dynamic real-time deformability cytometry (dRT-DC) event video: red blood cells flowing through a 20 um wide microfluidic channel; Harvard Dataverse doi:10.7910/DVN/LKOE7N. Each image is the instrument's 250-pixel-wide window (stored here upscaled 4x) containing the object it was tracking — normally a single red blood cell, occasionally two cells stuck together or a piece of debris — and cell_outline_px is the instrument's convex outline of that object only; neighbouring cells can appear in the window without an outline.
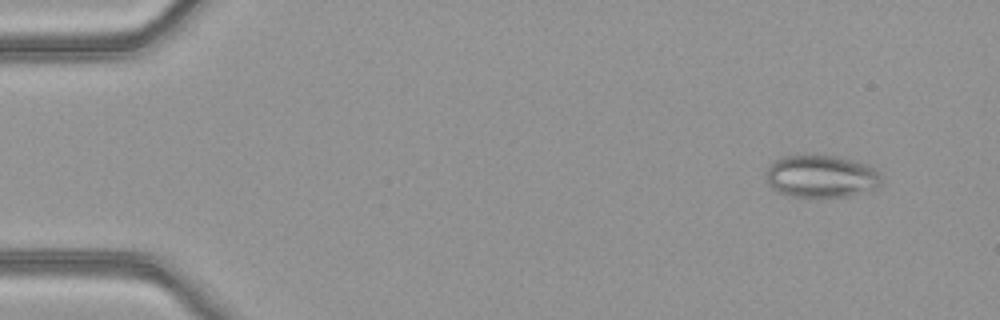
{"species": "common noctule bat (a hibernating species)", "species_latin": "Nyctalus noctula", "temperature_condition": "warm", "stored_images_in_passage": 52, "camera_frame_rate_fps": 3000, "um_per_image_px": 0.085, "animal": {"sex": "female", "body_mass_g": 21.9}, "frame": {"image": 1, "passage_image": 5, "time_ms": 1.333, "image_size_px": [1000, 320], "cell_outline_px": [[880, 188], [848, 196], [792, 196], [780, 192], [772, 188], [768, 184], [764, 172], [776, 160], [784, 156], [836, 156], [868, 164], [880, 176]], "centroid_in_image_um": [69.8, 14.99], "position_along_channel_um": 15.2, "area_um2": 28.15}}
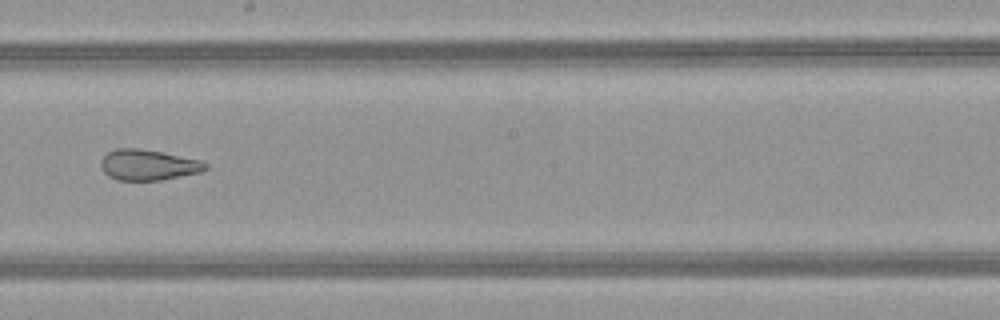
{"frame": {"image": 2, "passage_image": 30, "time_ms": 9.667, "image_size_px": [1000, 320], "cell_outline_px": [[208, 168], [200, 172], [160, 180], [116, 180], [108, 176], [100, 168], [100, 160], [108, 152], [116, 148], [140, 148], [200, 160], [208, 164]], "centroid_in_image_um": [12.55, 14.02], "position_along_channel_um": 235.6, "area_um2": 18.67}}
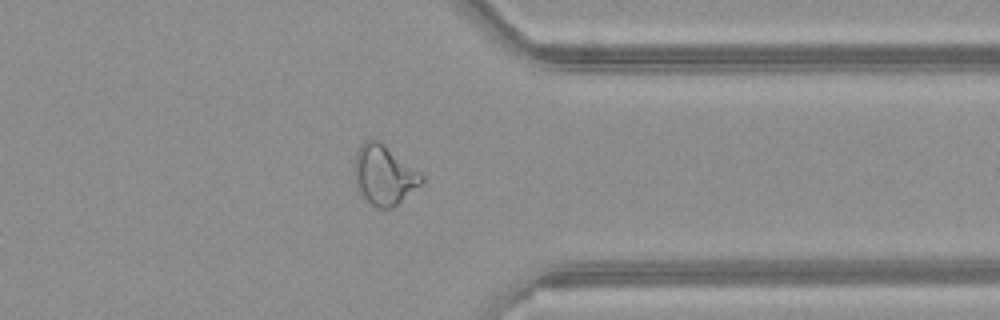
{"frame": {"image": 3, "passage_image": 41, "time_ms": 13.333, "image_size_px": [1000, 320], "cell_outline_px": [[424, 180], [420, 184], [392, 208], [376, 208], [356, 188], [356, 152], [360, 144], [364, 140], [380, 140], [420, 172], [424, 176]], "centroid_in_image_um": [32.65, 14.85], "position_along_channel_um": 378.7, "area_um2": 22.89}, "authors_computed_cell_mechanics": {"area_um2": 25.5765, "velocity_mm_per_s": 4.0598, "shape_relaxation_time_tau1_ms": null, "shape_relaxation_time_tau2_ms": 1.6055, "deformation_change_tau1": null, "deformation_change_tau2": 0.0904}}